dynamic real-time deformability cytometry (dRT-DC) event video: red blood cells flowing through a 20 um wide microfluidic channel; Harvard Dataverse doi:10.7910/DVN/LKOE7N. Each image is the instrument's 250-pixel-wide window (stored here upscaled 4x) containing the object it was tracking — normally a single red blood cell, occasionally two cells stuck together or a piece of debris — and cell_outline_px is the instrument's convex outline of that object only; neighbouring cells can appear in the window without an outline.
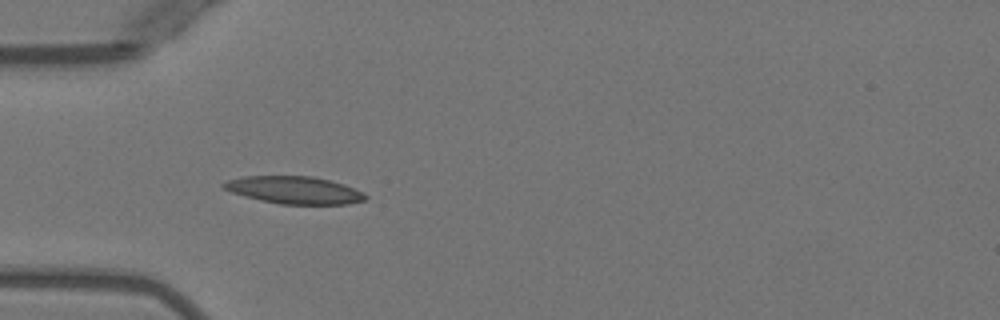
{"species": "Egyptian fruit bat (a non-hibernating species)", "species_latin": "Rousettus aegyptiacus", "temperature_condition": "warm", "stored_images_in_passage": 5, "camera_frame_rate_fps": 3000, "um_per_image_px": 0.085, "animal": {"sex": "female"}, "frame": {"image": 1, "passage_image": 5, "time_ms": 4.667, "image_size_px": [1000, 320], "cell_outline_px": [[368, 200], [348, 204], [280, 204], [260, 200], [244, 196], [232, 192], [224, 188], [220, 184], [228, 180], [244, 176], [312, 176], [344, 184], [368, 196]], "centroid_in_image_um": [25.01, 16.16], "position_along_channel_um": 60.0, "area_um2": 22.54}}